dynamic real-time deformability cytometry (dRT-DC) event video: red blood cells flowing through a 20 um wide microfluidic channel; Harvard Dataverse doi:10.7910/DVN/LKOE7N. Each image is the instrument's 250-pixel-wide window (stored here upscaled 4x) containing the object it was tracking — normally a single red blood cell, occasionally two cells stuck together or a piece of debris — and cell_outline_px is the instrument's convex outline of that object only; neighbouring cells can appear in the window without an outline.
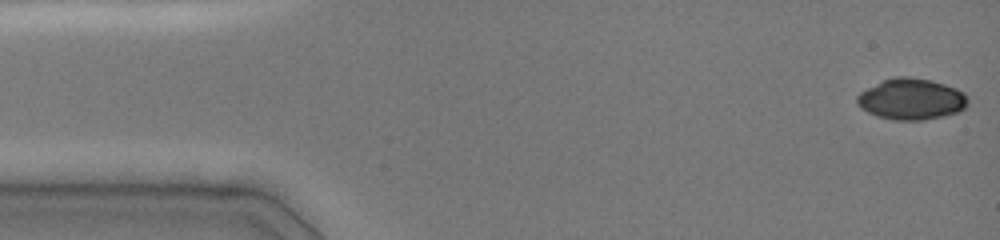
{"species": "common noctule bat (a hibernating species)", "species_latin": "Nyctalus noctula", "temperature_condition": "cold", "stored_images_in_passage": 46, "camera_frame_rate_fps": 3000, "um_per_image_px": 0.085, "animal": {"sex": "female", "body_mass_g": 19.0, "forearm_length_mm": 51.5}, "frame": {"image": 1, "passage_image": 1, "time_ms": 0.0, "image_size_px": [1000, 240], "cell_outline_px": [[968, 104], [960, 112], [944, 116], [924, 120], [892, 120], [876, 116], [860, 108], [856, 104], [856, 96], [860, 92], [884, 80], [896, 76], [908, 76], [932, 80], [956, 88], [964, 92], [968, 96]], "centroid_in_image_um": [77.48, 8.43], "position_along_channel_um": 7.5, "area_um2": 26.88}}
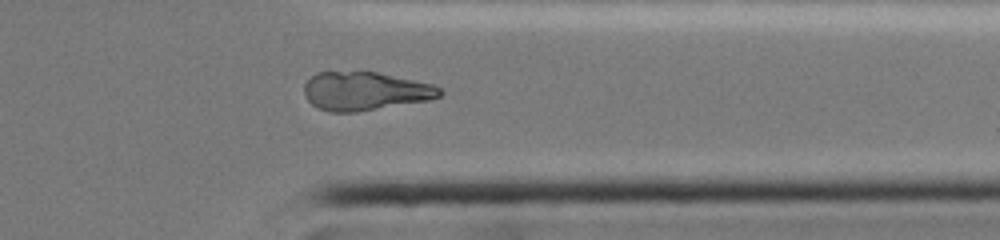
{"frame": {"image": 2, "passage_image": 37, "time_ms": 12.0, "image_size_px": [1000, 240], "cell_outline_px": [[444, 92], [440, 96], [428, 100], [356, 112], [328, 112], [316, 108], [304, 96], [304, 84], [316, 72], [376, 72], [432, 84], [440, 88]], "centroid_in_image_um": [31.0, 7.75], "position_along_channel_um": 380.4, "area_um2": 30.29}}
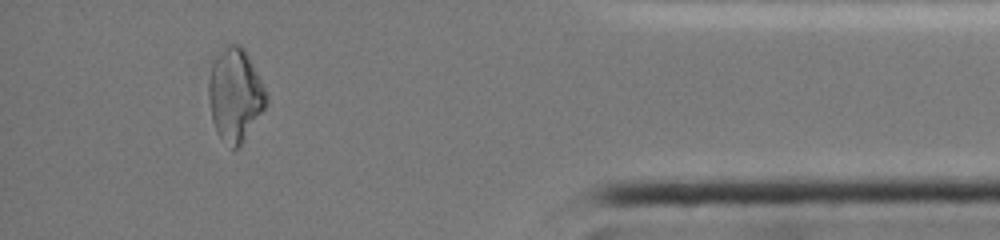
{"frame": {"image": 3, "passage_image": 42, "time_ms": 13.667, "image_size_px": [1000, 240], "cell_outline_px": [[268, 100], [264, 108], [240, 148], [232, 148], [216, 132], [212, 120], [208, 96], [208, 80], [212, 60], [228, 44], [240, 44], [244, 48], [268, 96]], "centroid_in_image_um": [19.96, 8.06], "position_along_channel_um": 415.2, "area_um2": 31.04}}